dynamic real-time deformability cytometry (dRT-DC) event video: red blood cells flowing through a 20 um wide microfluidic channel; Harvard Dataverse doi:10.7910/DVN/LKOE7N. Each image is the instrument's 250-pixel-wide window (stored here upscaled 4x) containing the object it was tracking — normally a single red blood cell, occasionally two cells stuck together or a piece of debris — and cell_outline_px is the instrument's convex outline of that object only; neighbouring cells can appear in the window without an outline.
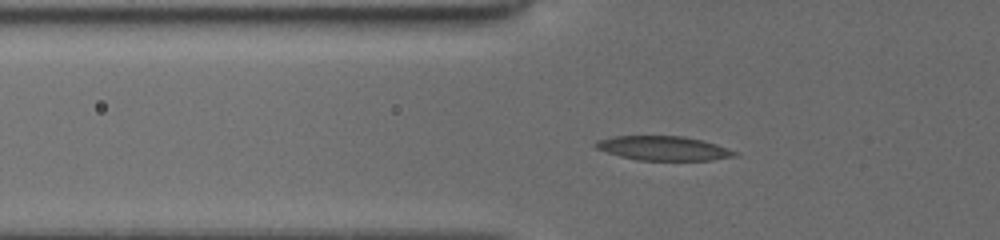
{"species": "common noctule bat (a hibernating species)", "species_latin": "Nyctalus noctula", "temperature_condition": "cold", "stored_images_in_passage": 39, "camera_frame_rate_fps": 3000, "um_per_image_px": 0.085, "animal": {"sex": "female", "body_mass_g": 19.5, "forearm_length_mm": 54.1}, "frame": {"image": 1, "passage_image": 9, "time_ms": 5.0, "image_size_px": [1000, 240], "cell_outline_px": [[740, 156], [712, 160], [636, 160], [620, 156], [596, 148], [592, 144], [596, 140], [616, 136], [684, 136], [716, 144], [740, 152]], "centroid_in_image_um": [56.43, 12.61], "position_along_channel_um": 69.4, "area_um2": 19.77}}
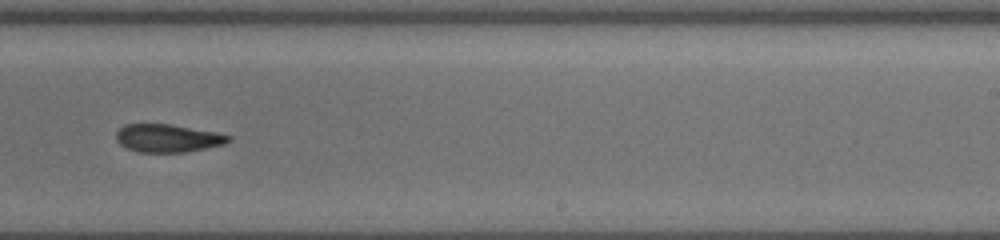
{"frame": {"image": 2, "passage_image": 24, "time_ms": 10.333, "image_size_px": [1000, 240], "cell_outline_px": [[232, 140], [224, 144], [184, 152], [140, 152], [128, 148], [120, 144], [116, 140], [116, 132], [124, 124], [172, 124], [216, 132], [232, 136]], "centroid_in_image_um": [14.26, 11.73], "position_along_channel_um": 274.7, "area_um2": 18.26}}
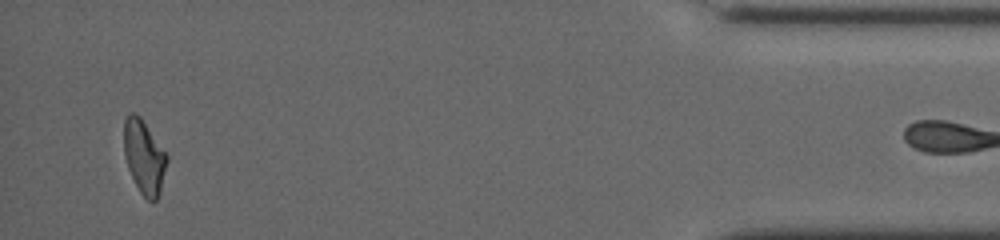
{"frame": {"image": 3, "passage_image": 37, "time_ms": 15.667, "image_size_px": [1000, 240], "cell_outline_px": [[168, 160], [160, 192], [156, 200], [148, 200], [140, 192], [128, 168], [124, 156], [124, 120], [128, 112], [132, 112], [140, 116], [168, 156]], "centroid_in_image_um": [12.24, 13.31], "position_along_channel_um": 423.0, "area_um2": 18.32}, "authors_computed_cell_mechanics": {"area_um2": 19.1318, "velocity_mm_per_s": 3.9434, "shape_relaxation_time_tau1_ms": 7.2211, "shape_relaxation_time_tau2_ms": 4.2746, "deformation_change_tau1": 0.177, "deformation_change_tau2": 0.1252}}